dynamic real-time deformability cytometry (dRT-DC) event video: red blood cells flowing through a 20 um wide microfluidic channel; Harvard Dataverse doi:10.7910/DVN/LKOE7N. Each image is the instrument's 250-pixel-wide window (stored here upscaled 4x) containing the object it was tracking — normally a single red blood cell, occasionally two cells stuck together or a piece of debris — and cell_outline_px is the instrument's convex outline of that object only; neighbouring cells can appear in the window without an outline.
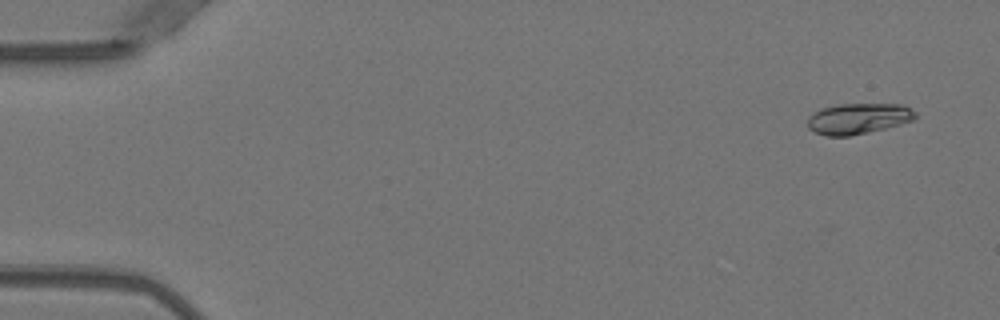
{"species": "Egyptian fruit bat (a non-hibernating species)", "species_latin": "Rousettus aegyptiacus", "temperature_condition": "warm", "stored_images_in_passage": 10, "camera_frame_rate_fps": 3000, "um_per_image_px": 0.085, "animal": {"sex": "female"}, "frame": {"image": 1, "passage_image": 3, "time_ms": 0.667, "image_size_px": [1000, 320], "cell_outline_px": [[916, 120], [868, 132], [848, 136], [828, 136], [816, 132], [808, 128], [808, 116], [812, 112], [820, 108], [840, 104], [904, 104], [916, 112]], "centroid_in_image_um": [72.96, 10.07], "position_along_channel_um": 12.0, "area_um2": 19.42}}